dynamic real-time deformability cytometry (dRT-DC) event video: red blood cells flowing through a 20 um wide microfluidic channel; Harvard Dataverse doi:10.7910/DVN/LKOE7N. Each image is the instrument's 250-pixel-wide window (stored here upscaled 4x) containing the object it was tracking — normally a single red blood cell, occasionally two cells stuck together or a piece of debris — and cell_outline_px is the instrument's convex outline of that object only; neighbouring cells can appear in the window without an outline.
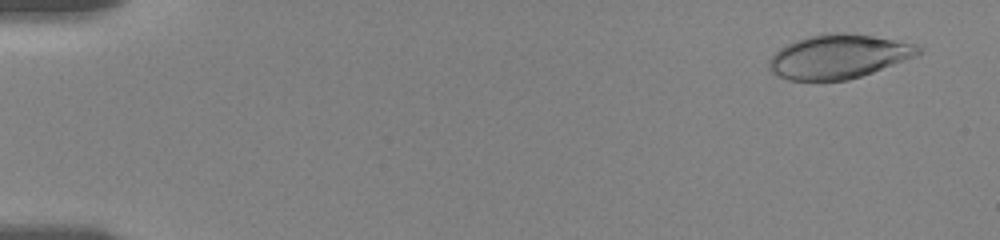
{"species": "human", "species_latin": "Homo sapiens", "temperature_condition": "room temperature", "stored_images_in_passage": 56, "camera_frame_rate_fps": 3000, "um_per_image_px": 0.085, "donor": {"sex": "female"}, "frame": {"image": 1, "passage_image": 3, "time_ms": 0.667, "image_size_px": [1000, 240], "cell_outline_px": [[924, 52], [916, 56], [872, 72], [848, 80], [788, 80], [772, 72], [768, 68], [768, 60], [780, 48], [796, 40], [820, 32], [844, 32], [872, 36], [916, 44], [924, 48]], "centroid_in_image_um": [71.28, 4.79], "position_along_channel_um": 13.7, "area_um2": 38.32}}
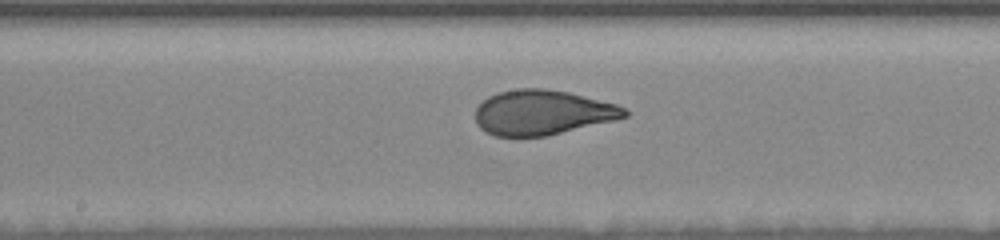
{"frame": {"image": 2, "passage_image": 30, "time_ms": 9.667, "image_size_px": [1000, 240], "cell_outline_px": [[628, 116], [612, 120], [544, 136], [496, 136], [484, 132], [476, 124], [476, 108], [488, 96], [500, 92], [516, 88], [544, 88], [568, 92], [616, 104], [624, 108], [628, 112]], "centroid_in_image_um": [46.05, 9.55], "position_along_channel_um": 202.1, "area_um2": 38.61}}
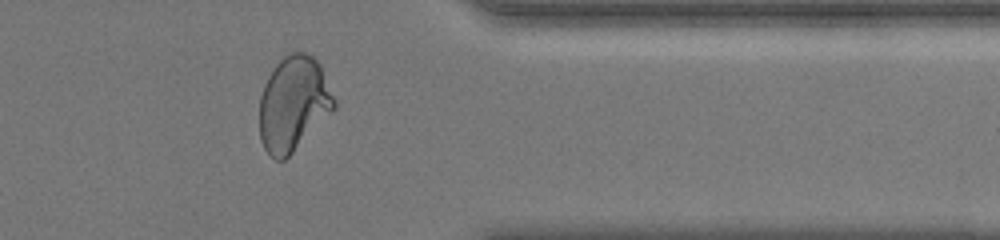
{"frame": {"image": 3, "passage_image": 46, "time_ms": 15.0, "image_size_px": [1000, 240], "cell_outline_px": [[336, 108], [284, 160], [276, 160], [264, 148], [260, 140], [260, 96], [264, 84], [268, 76], [276, 64], [288, 52], [304, 52], [312, 56], [320, 64], [336, 100]], "centroid_in_image_um": [24.94, 8.79], "position_along_channel_um": 386.5, "area_um2": 41.04}, "authors_computed_cell_mechanics": {"area_um2": 39.5641, "velocity_mm_per_s": 3.6135, "shape_relaxation_time_tau1_ms": 4.9121, "shape_relaxation_time_tau2_ms": null, "deformation_change_tau1": 0.1847, "deformation_change_tau2": null}}